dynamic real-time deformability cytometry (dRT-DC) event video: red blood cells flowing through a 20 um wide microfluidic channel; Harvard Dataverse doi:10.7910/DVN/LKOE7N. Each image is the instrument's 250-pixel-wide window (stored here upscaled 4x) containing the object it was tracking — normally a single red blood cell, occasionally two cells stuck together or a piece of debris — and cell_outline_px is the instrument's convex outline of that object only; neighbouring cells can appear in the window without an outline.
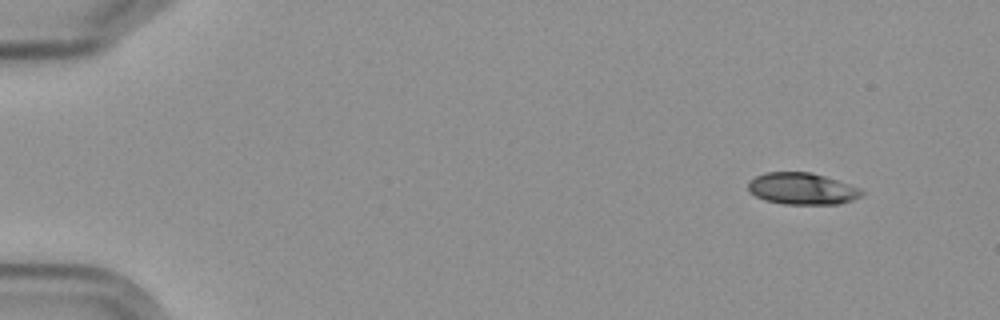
{"species": "Egyptian fruit bat (a non-hibernating species)", "species_latin": "Rousettus aegyptiacus", "temperature_condition": "cold", "stored_images_in_passage": 9, "camera_frame_rate_fps": 3000, "um_per_image_px": 0.085, "frame": {"image": 1, "passage_image": 1, "time_ms": 0.0, "image_size_px": [1000, 320], "cell_outline_px": [[864, 192], [860, 196], [852, 200], [840, 204], [784, 204], [764, 200], [748, 192], [748, 184], [756, 176], [768, 172], [812, 172], [860, 188]], "centroid_in_image_um": [68.17, 16.04], "position_along_channel_um": 16.8, "area_um2": 20.87}}
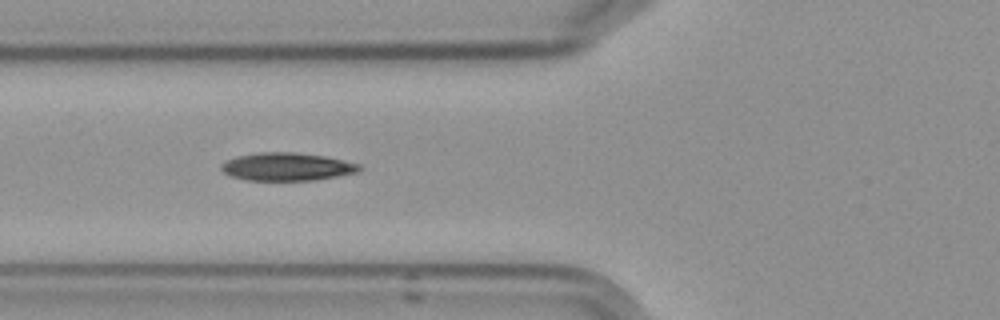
{"frame": {"image": 2, "passage_image": 6, "time_ms": 5.667, "image_size_px": [1000, 320], "cell_outline_px": [[364, 168], [360, 172], [316, 180], [248, 180], [232, 176], [224, 172], [220, 168], [220, 164], [236, 156], [260, 152], [292, 152], [324, 156], [360, 164]], "centroid_in_image_um": [24.43, 14.17], "position_along_channel_um": 101.4, "area_um2": 22.48}}
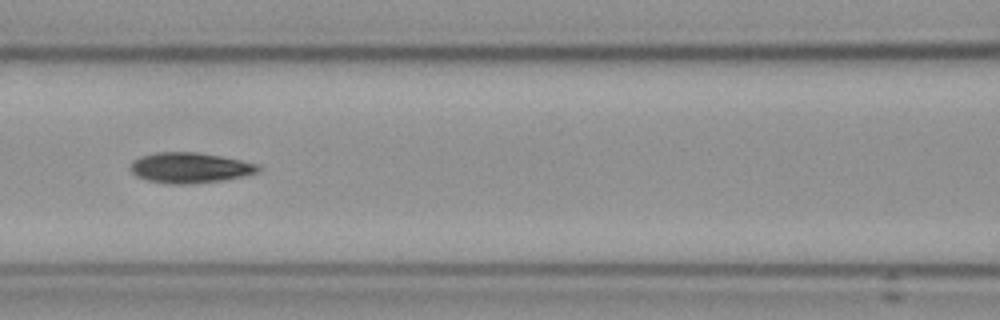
{"frame": {"image": 3, "passage_image": 7, "time_ms": 7.0, "image_size_px": [1000, 320], "cell_outline_px": [[260, 172], [244, 176], [224, 180], [188, 184], [164, 184], [148, 180], [136, 176], [128, 168], [132, 160], [140, 156], [160, 152], [196, 152], [220, 156], [260, 164]], "centroid_in_image_um": [16.13, 14.26], "position_along_channel_um": 150.5, "area_um2": 22.89}}